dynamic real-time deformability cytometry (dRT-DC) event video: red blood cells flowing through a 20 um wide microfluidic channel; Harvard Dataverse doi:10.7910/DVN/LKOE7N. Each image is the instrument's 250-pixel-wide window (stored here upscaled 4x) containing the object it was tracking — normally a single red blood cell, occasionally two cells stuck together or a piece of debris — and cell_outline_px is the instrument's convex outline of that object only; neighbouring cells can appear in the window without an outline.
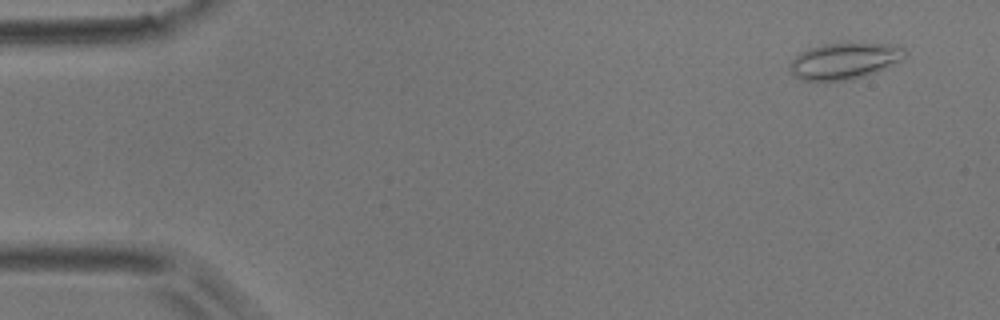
{"species": "common noctule bat (a hibernating species)", "species_latin": "Nyctalus noctula", "temperature_condition": "room temperature", "stored_images_in_passage": 5, "camera_frame_rate_fps": 3000, "um_per_image_px": 0.085, "animal": {"sex": "male", "body_mass_g": 17.9}, "frame": {"image": 1, "passage_image": 1, "time_ms": 0.0, "image_size_px": [1000, 320], "cell_outline_px": [[908, 56], [876, 72], [852, 80], [800, 80], [792, 72], [792, 60], [800, 52], [808, 48], [824, 44], [848, 40], [892, 44], [904, 48], [908, 52]], "centroid_in_image_um": [71.85, 5.12], "position_along_channel_um": 13.1, "area_um2": 24.91}}